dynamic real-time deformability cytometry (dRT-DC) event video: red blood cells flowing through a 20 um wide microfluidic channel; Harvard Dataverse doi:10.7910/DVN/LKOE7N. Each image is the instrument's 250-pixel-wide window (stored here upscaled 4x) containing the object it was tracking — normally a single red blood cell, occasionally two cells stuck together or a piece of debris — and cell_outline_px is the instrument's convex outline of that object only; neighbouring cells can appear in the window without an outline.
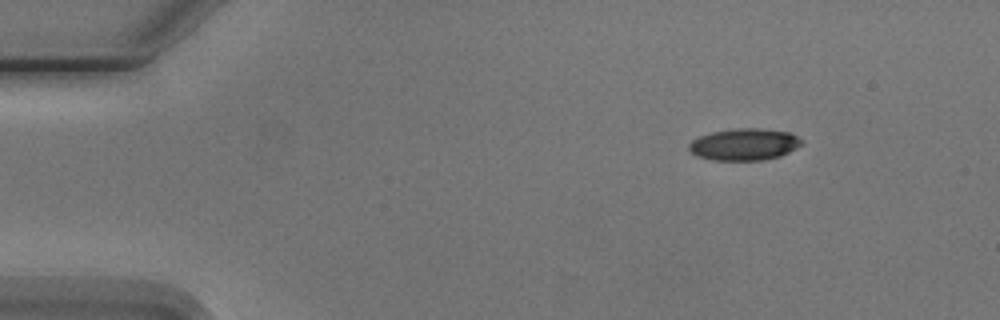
{"species": "Egyptian fruit bat (a non-hibernating species)", "species_latin": "Rousettus aegyptiacus", "temperature_condition": "cold", "stored_images_in_passage": 8, "camera_frame_rate_fps": 3000, "um_per_image_px": 0.085, "animal": {"sex": "male"}, "frame": {"image": 1, "passage_image": 1, "time_ms": 0.0, "image_size_px": [1000, 320], "cell_outline_px": [[804, 140], [796, 148], [780, 156], [764, 160], [712, 160], [696, 156], [688, 148], [688, 144], [692, 140], [700, 136], [712, 132], [736, 128], [760, 128], [788, 132]], "centroid_in_image_um": [63.25, 12.27], "position_along_channel_um": 21.8, "area_um2": 20.87}}
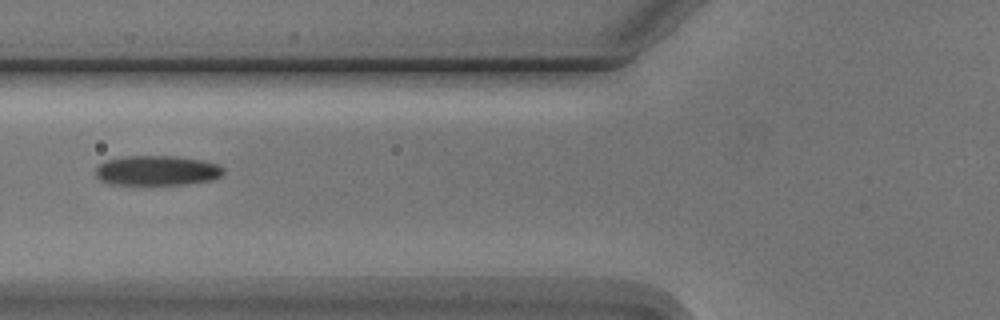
{"frame": {"image": 2, "passage_image": 5, "time_ms": 4.667, "image_size_px": [1000, 320], "cell_outline_px": [[224, 172], [220, 176], [212, 180], [188, 184], [112, 184], [100, 180], [96, 176], [96, 168], [104, 160], [124, 156], [176, 156], [200, 160], [216, 164], [224, 168]], "centroid_in_image_um": [13.33, 14.49], "position_along_channel_um": 112.5, "area_um2": 22.2}}
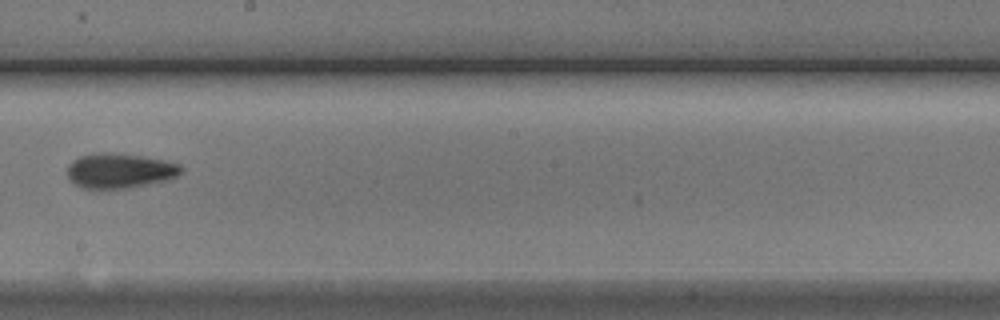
{"frame": {"image": 3, "passage_image": 8, "time_ms": 8.0, "image_size_px": [1000, 320], "cell_outline_px": [[184, 168], [176, 176], [168, 180], [128, 188], [84, 188], [72, 184], [68, 176], [68, 164], [72, 160], [80, 156], [92, 152], [112, 152], [140, 156], [164, 160], [180, 164]], "centroid_in_image_um": [10.15, 14.5], "position_along_channel_um": 238.1, "area_um2": 23.29}}